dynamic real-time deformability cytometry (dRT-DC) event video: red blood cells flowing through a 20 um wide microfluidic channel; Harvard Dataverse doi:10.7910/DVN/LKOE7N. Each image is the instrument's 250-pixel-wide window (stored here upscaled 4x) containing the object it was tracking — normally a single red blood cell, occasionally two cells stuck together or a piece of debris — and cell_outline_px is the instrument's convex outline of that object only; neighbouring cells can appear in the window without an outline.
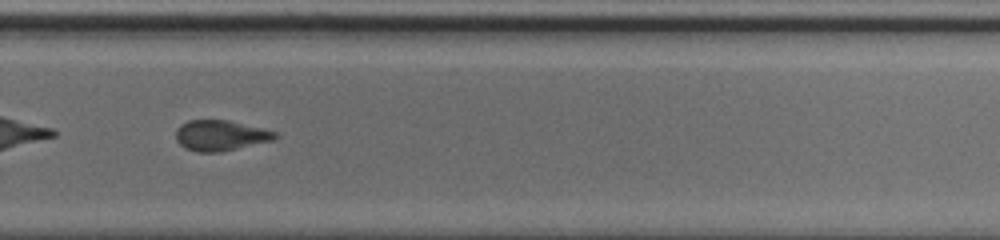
{"species": "common noctule bat (a hibernating species)", "species_latin": "Nyctalus noctula", "temperature_condition": "cold", "stored_images_in_passage": 42, "camera_frame_rate_fps": 3000, "um_per_image_px": 0.085, "animal": {"sex": "male", "body_mass_g": 20.0, "forearm_length_mm": 53.3}, "frame": {"image": 1, "passage_image": 24, "time_ms": 7.667, "image_size_px": [1000, 240], "cell_outline_px": [[280, 136], [272, 140], [220, 152], [196, 152], [184, 148], [176, 140], [176, 128], [180, 124], [188, 120], [228, 120], [276, 132]], "centroid_in_image_um": [18.69, 11.51], "position_along_channel_um": 311.1, "area_um2": 17.57}}
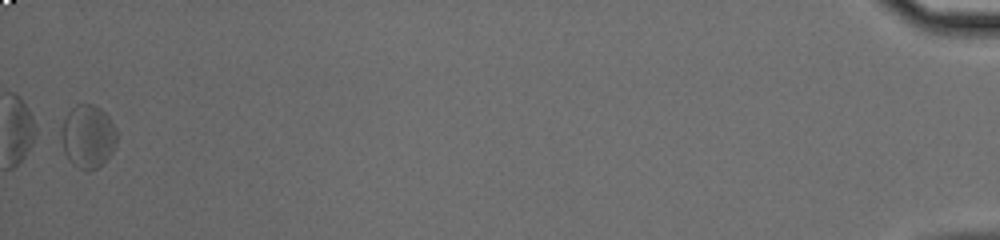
{"frame": {"image": 2, "passage_image": 42, "time_ms": 13.667, "image_size_px": [1000, 240], "cell_outline_px": [[116, 144], [112, 152], [96, 168], [88, 172], [76, 168], [68, 160], [64, 152], [60, 140], [60, 128], [68, 112], [76, 104], [92, 104], [100, 108], [108, 116], [116, 128]], "centroid_in_image_um": [7.43, 11.61], "position_along_channel_um": 427.8, "area_um2": 20.69}, "authors_computed_cell_mechanics": {"area_um2": 17.8891, "velocity_mm_per_s": 3.7217, "shape_relaxation_time_tau1_ms": 3.5661, "shape_relaxation_time_tau2_ms": 1.6246, "deformation_change_tau1": 0.1125, "deformation_change_tau2": 0.0825}}